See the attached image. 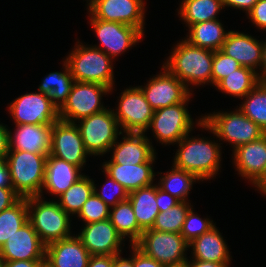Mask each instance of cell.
<instances>
[{
    "label": "cell",
    "mask_w": 266,
    "mask_h": 267,
    "mask_svg": "<svg viewBox=\"0 0 266 267\" xmlns=\"http://www.w3.org/2000/svg\"><path fill=\"white\" fill-rule=\"evenodd\" d=\"M142 0H91L90 12L95 19L119 22L143 33Z\"/></svg>",
    "instance_id": "obj_14"
},
{
    "label": "cell",
    "mask_w": 266,
    "mask_h": 267,
    "mask_svg": "<svg viewBox=\"0 0 266 267\" xmlns=\"http://www.w3.org/2000/svg\"><path fill=\"white\" fill-rule=\"evenodd\" d=\"M20 198L13 188H0V212L10 208Z\"/></svg>",
    "instance_id": "obj_44"
},
{
    "label": "cell",
    "mask_w": 266,
    "mask_h": 267,
    "mask_svg": "<svg viewBox=\"0 0 266 267\" xmlns=\"http://www.w3.org/2000/svg\"><path fill=\"white\" fill-rule=\"evenodd\" d=\"M39 199V196L27 198L28 209L33 207V204H38L34 208V214L28 215V221L32 224L42 243L47 246L52 242L71 237L68 214L57 202H42Z\"/></svg>",
    "instance_id": "obj_6"
},
{
    "label": "cell",
    "mask_w": 266,
    "mask_h": 267,
    "mask_svg": "<svg viewBox=\"0 0 266 267\" xmlns=\"http://www.w3.org/2000/svg\"><path fill=\"white\" fill-rule=\"evenodd\" d=\"M118 110V115H114L126 133H144L150 126L155 111L140 87L126 89L123 92Z\"/></svg>",
    "instance_id": "obj_10"
},
{
    "label": "cell",
    "mask_w": 266,
    "mask_h": 267,
    "mask_svg": "<svg viewBox=\"0 0 266 267\" xmlns=\"http://www.w3.org/2000/svg\"><path fill=\"white\" fill-rule=\"evenodd\" d=\"M49 267H87L91 254L78 237H69L45 246Z\"/></svg>",
    "instance_id": "obj_19"
},
{
    "label": "cell",
    "mask_w": 266,
    "mask_h": 267,
    "mask_svg": "<svg viewBox=\"0 0 266 267\" xmlns=\"http://www.w3.org/2000/svg\"><path fill=\"white\" fill-rule=\"evenodd\" d=\"M45 260L4 261V267H39Z\"/></svg>",
    "instance_id": "obj_49"
},
{
    "label": "cell",
    "mask_w": 266,
    "mask_h": 267,
    "mask_svg": "<svg viewBox=\"0 0 266 267\" xmlns=\"http://www.w3.org/2000/svg\"><path fill=\"white\" fill-rule=\"evenodd\" d=\"M124 142L115 145L113 159L109 163L137 165L148 162L154 156V149L143 133H127Z\"/></svg>",
    "instance_id": "obj_25"
},
{
    "label": "cell",
    "mask_w": 266,
    "mask_h": 267,
    "mask_svg": "<svg viewBox=\"0 0 266 267\" xmlns=\"http://www.w3.org/2000/svg\"><path fill=\"white\" fill-rule=\"evenodd\" d=\"M109 220L122 237L128 234L130 235L132 246L139 240L143 233V230L138 225L132 204L129 200L117 203L113 208V212L109 213Z\"/></svg>",
    "instance_id": "obj_30"
},
{
    "label": "cell",
    "mask_w": 266,
    "mask_h": 267,
    "mask_svg": "<svg viewBox=\"0 0 266 267\" xmlns=\"http://www.w3.org/2000/svg\"><path fill=\"white\" fill-rule=\"evenodd\" d=\"M91 21L92 27L95 28L100 42L107 51L106 54L112 57L135 44L142 36L139 29L123 23L103 21L94 17Z\"/></svg>",
    "instance_id": "obj_18"
},
{
    "label": "cell",
    "mask_w": 266,
    "mask_h": 267,
    "mask_svg": "<svg viewBox=\"0 0 266 267\" xmlns=\"http://www.w3.org/2000/svg\"><path fill=\"white\" fill-rule=\"evenodd\" d=\"M186 101L154 111L150 127L163 143L179 142L190 131L192 121L184 107Z\"/></svg>",
    "instance_id": "obj_13"
},
{
    "label": "cell",
    "mask_w": 266,
    "mask_h": 267,
    "mask_svg": "<svg viewBox=\"0 0 266 267\" xmlns=\"http://www.w3.org/2000/svg\"><path fill=\"white\" fill-rule=\"evenodd\" d=\"M185 135L180 141L175 167L193 173L198 179L212 177L219 167V146L204 140H188Z\"/></svg>",
    "instance_id": "obj_5"
},
{
    "label": "cell",
    "mask_w": 266,
    "mask_h": 267,
    "mask_svg": "<svg viewBox=\"0 0 266 267\" xmlns=\"http://www.w3.org/2000/svg\"><path fill=\"white\" fill-rule=\"evenodd\" d=\"M74 83L67 101L59 108V120L72 123L71 117L80 120L105 110L100 106V96L111 88L97 83Z\"/></svg>",
    "instance_id": "obj_9"
},
{
    "label": "cell",
    "mask_w": 266,
    "mask_h": 267,
    "mask_svg": "<svg viewBox=\"0 0 266 267\" xmlns=\"http://www.w3.org/2000/svg\"><path fill=\"white\" fill-rule=\"evenodd\" d=\"M257 1L258 0H222V3L223 7L224 5H228L236 8H243L249 12Z\"/></svg>",
    "instance_id": "obj_50"
},
{
    "label": "cell",
    "mask_w": 266,
    "mask_h": 267,
    "mask_svg": "<svg viewBox=\"0 0 266 267\" xmlns=\"http://www.w3.org/2000/svg\"><path fill=\"white\" fill-rule=\"evenodd\" d=\"M6 159L0 158V188H13Z\"/></svg>",
    "instance_id": "obj_48"
},
{
    "label": "cell",
    "mask_w": 266,
    "mask_h": 267,
    "mask_svg": "<svg viewBox=\"0 0 266 267\" xmlns=\"http://www.w3.org/2000/svg\"><path fill=\"white\" fill-rule=\"evenodd\" d=\"M241 67L235 59L227 56L221 50L214 51L212 65V83L217 85L226 76Z\"/></svg>",
    "instance_id": "obj_40"
},
{
    "label": "cell",
    "mask_w": 266,
    "mask_h": 267,
    "mask_svg": "<svg viewBox=\"0 0 266 267\" xmlns=\"http://www.w3.org/2000/svg\"><path fill=\"white\" fill-rule=\"evenodd\" d=\"M213 58L214 51L194 46L185 40L177 45L165 69L183 83L212 82Z\"/></svg>",
    "instance_id": "obj_2"
},
{
    "label": "cell",
    "mask_w": 266,
    "mask_h": 267,
    "mask_svg": "<svg viewBox=\"0 0 266 267\" xmlns=\"http://www.w3.org/2000/svg\"><path fill=\"white\" fill-rule=\"evenodd\" d=\"M80 168L49 154L45 165V178L43 187L52 194L61 195L82 177L78 173Z\"/></svg>",
    "instance_id": "obj_23"
},
{
    "label": "cell",
    "mask_w": 266,
    "mask_h": 267,
    "mask_svg": "<svg viewBox=\"0 0 266 267\" xmlns=\"http://www.w3.org/2000/svg\"><path fill=\"white\" fill-rule=\"evenodd\" d=\"M27 198H20L10 208L0 212V249L17 230L28 222Z\"/></svg>",
    "instance_id": "obj_29"
},
{
    "label": "cell",
    "mask_w": 266,
    "mask_h": 267,
    "mask_svg": "<svg viewBox=\"0 0 266 267\" xmlns=\"http://www.w3.org/2000/svg\"><path fill=\"white\" fill-rule=\"evenodd\" d=\"M114 267H134V256L131 260H127L116 255L114 257Z\"/></svg>",
    "instance_id": "obj_52"
},
{
    "label": "cell",
    "mask_w": 266,
    "mask_h": 267,
    "mask_svg": "<svg viewBox=\"0 0 266 267\" xmlns=\"http://www.w3.org/2000/svg\"><path fill=\"white\" fill-rule=\"evenodd\" d=\"M194 248L196 260L218 263L229 262V253L220 233L213 227L189 243Z\"/></svg>",
    "instance_id": "obj_27"
},
{
    "label": "cell",
    "mask_w": 266,
    "mask_h": 267,
    "mask_svg": "<svg viewBox=\"0 0 266 267\" xmlns=\"http://www.w3.org/2000/svg\"><path fill=\"white\" fill-rule=\"evenodd\" d=\"M193 263L190 262L185 263V267H227V263H218V262H210V261H200V260H192Z\"/></svg>",
    "instance_id": "obj_51"
},
{
    "label": "cell",
    "mask_w": 266,
    "mask_h": 267,
    "mask_svg": "<svg viewBox=\"0 0 266 267\" xmlns=\"http://www.w3.org/2000/svg\"><path fill=\"white\" fill-rule=\"evenodd\" d=\"M188 211L189 206L185 202H179L169 210L159 212L151 229L180 233Z\"/></svg>",
    "instance_id": "obj_37"
},
{
    "label": "cell",
    "mask_w": 266,
    "mask_h": 267,
    "mask_svg": "<svg viewBox=\"0 0 266 267\" xmlns=\"http://www.w3.org/2000/svg\"><path fill=\"white\" fill-rule=\"evenodd\" d=\"M223 6L222 0H184L181 13L188 25L215 20V15Z\"/></svg>",
    "instance_id": "obj_33"
},
{
    "label": "cell",
    "mask_w": 266,
    "mask_h": 267,
    "mask_svg": "<svg viewBox=\"0 0 266 267\" xmlns=\"http://www.w3.org/2000/svg\"><path fill=\"white\" fill-rule=\"evenodd\" d=\"M259 83L254 69L241 66L230 75L222 79L216 86L234 96H246Z\"/></svg>",
    "instance_id": "obj_32"
},
{
    "label": "cell",
    "mask_w": 266,
    "mask_h": 267,
    "mask_svg": "<svg viewBox=\"0 0 266 267\" xmlns=\"http://www.w3.org/2000/svg\"><path fill=\"white\" fill-rule=\"evenodd\" d=\"M94 192V183L87 177L82 176L71 187L60 195L59 206L67 213H79L83 204Z\"/></svg>",
    "instance_id": "obj_34"
},
{
    "label": "cell",
    "mask_w": 266,
    "mask_h": 267,
    "mask_svg": "<svg viewBox=\"0 0 266 267\" xmlns=\"http://www.w3.org/2000/svg\"><path fill=\"white\" fill-rule=\"evenodd\" d=\"M110 178V183L112 184V188L116 190V192H118L117 196H115V198H109L108 196H106L103 191L101 192V194L97 193L96 188L94 186V193L101 198L107 205H111V206H115L117 203L123 202L128 200V196H129V192L118 182H116L114 179ZM105 187V186H104ZM106 190V189H105ZM113 199V200H112Z\"/></svg>",
    "instance_id": "obj_41"
},
{
    "label": "cell",
    "mask_w": 266,
    "mask_h": 267,
    "mask_svg": "<svg viewBox=\"0 0 266 267\" xmlns=\"http://www.w3.org/2000/svg\"><path fill=\"white\" fill-rule=\"evenodd\" d=\"M147 85L148 87L141 90L154 110L184 102L189 98L185 83L169 71L150 80Z\"/></svg>",
    "instance_id": "obj_16"
},
{
    "label": "cell",
    "mask_w": 266,
    "mask_h": 267,
    "mask_svg": "<svg viewBox=\"0 0 266 267\" xmlns=\"http://www.w3.org/2000/svg\"><path fill=\"white\" fill-rule=\"evenodd\" d=\"M4 261L45 260V245L28 221L0 249Z\"/></svg>",
    "instance_id": "obj_15"
},
{
    "label": "cell",
    "mask_w": 266,
    "mask_h": 267,
    "mask_svg": "<svg viewBox=\"0 0 266 267\" xmlns=\"http://www.w3.org/2000/svg\"><path fill=\"white\" fill-rule=\"evenodd\" d=\"M134 246L166 267H185L183 254L189 243L180 233L144 230Z\"/></svg>",
    "instance_id": "obj_3"
},
{
    "label": "cell",
    "mask_w": 266,
    "mask_h": 267,
    "mask_svg": "<svg viewBox=\"0 0 266 267\" xmlns=\"http://www.w3.org/2000/svg\"><path fill=\"white\" fill-rule=\"evenodd\" d=\"M0 267H4V260L0 256Z\"/></svg>",
    "instance_id": "obj_55"
},
{
    "label": "cell",
    "mask_w": 266,
    "mask_h": 267,
    "mask_svg": "<svg viewBox=\"0 0 266 267\" xmlns=\"http://www.w3.org/2000/svg\"><path fill=\"white\" fill-rule=\"evenodd\" d=\"M6 156L14 191L21 198L39 196L45 178L48 155L13 150ZM9 158V159H8Z\"/></svg>",
    "instance_id": "obj_1"
},
{
    "label": "cell",
    "mask_w": 266,
    "mask_h": 267,
    "mask_svg": "<svg viewBox=\"0 0 266 267\" xmlns=\"http://www.w3.org/2000/svg\"><path fill=\"white\" fill-rule=\"evenodd\" d=\"M15 133V149L34 154L49 155L51 149V132L53 125H17Z\"/></svg>",
    "instance_id": "obj_24"
},
{
    "label": "cell",
    "mask_w": 266,
    "mask_h": 267,
    "mask_svg": "<svg viewBox=\"0 0 266 267\" xmlns=\"http://www.w3.org/2000/svg\"><path fill=\"white\" fill-rule=\"evenodd\" d=\"M17 125H53L59 120V109L43 93L25 94L10 105Z\"/></svg>",
    "instance_id": "obj_12"
},
{
    "label": "cell",
    "mask_w": 266,
    "mask_h": 267,
    "mask_svg": "<svg viewBox=\"0 0 266 267\" xmlns=\"http://www.w3.org/2000/svg\"><path fill=\"white\" fill-rule=\"evenodd\" d=\"M263 45L251 36L230 31L222 45L221 51L235 59L243 67L254 69L261 65Z\"/></svg>",
    "instance_id": "obj_21"
},
{
    "label": "cell",
    "mask_w": 266,
    "mask_h": 267,
    "mask_svg": "<svg viewBox=\"0 0 266 267\" xmlns=\"http://www.w3.org/2000/svg\"><path fill=\"white\" fill-rule=\"evenodd\" d=\"M156 202L160 212H164L178 204L180 201L156 186Z\"/></svg>",
    "instance_id": "obj_43"
},
{
    "label": "cell",
    "mask_w": 266,
    "mask_h": 267,
    "mask_svg": "<svg viewBox=\"0 0 266 267\" xmlns=\"http://www.w3.org/2000/svg\"><path fill=\"white\" fill-rule=\"evenodd\" d=\"M62 120L52 126L50 154L81 168L85 161L86 151L79 128Z\"/></svg>",
    "instance_id": "obj_11"
},
{
    "label": "cell",
    "mask_w": 266,
    "mask_h": 267,
    "mask_svg": "<svg viewBox=\"0 0 266 267\" xmlns=\"http://www.w3.org/2000/svg\"><path fill=\"white\" fill-rule=\"evenodd\" d=\"M254 184H257L258 187L262 189L264 193H266V169L261 175V177Z\"/></svg>",
    "instance_id": "obj_54"
},
{
    "label": "cell",
    "mask_w": 266,
    "mask_h": 267,
    "mask_svg": "<svg viewBox=\"0 0 266 267\" xmlns=\"http://www.w3.org/2000/svg\"><path fill=\"white\" fill-rule=\"evenodd\" d=\"M81 120L78 128L89 154L104 153L115 145L119 124L112 111L105 109Z\"/></svg>",
    "instance_id": "obj_8"
},
{
    "label": "cell",
    "mask_w": 266,
    "mask_h": 267,
    "mask_svg": "<svg viewBox=\"0 0 266 267\" xmlns=\"http://www.w3.org/2000/svg\"><path fill=\"white\" fill-rule=\"evenodd\" d=\"M154 157L146 163L137 165L106 163L104 169L108 177L121 184L130 193L152 184L154 174L150 164Z\"/></svg>",
    "instance_id": "obj_22"
},
{
    "label": "cell",
    "mask_w": 266,
    "mask_h": 267,
    "mask_svg": "<svg viewBox=\"0 0 266 267\" xmlns=\"http://www.w3.org/2000/svg\"><path fill=\"white\" fill-rule=\"evenodd\" d=\"M261 64L264 66L263 75L258 77L259 83H266V43L263 44Z\"/></svg>",
    "instance_id": "obj_53"
},
{
    "label": "cell",
    "mask_w": 266,
    "mask_h": 267,
    "mask_svg": "<svg viewBox=\"0 0 266 267\" xmlns=\"http://www.w3.org/2000/svg\"><path fill=\"white\" fill-rule=\"evenodd\" d=\"M245 97L248 100L239 111L266 133V83H258Z\"/></svg>",
    "instance_id": "obj_35"
},
{
    "label": "cell",
    "mask_w": 266,
    "mask_h": 267,
    "mask_svg": "<svg viewBox=\"0 0 266 267\" xmlns=\"http://www.w3.org/2000/svg\"><path fill=\"white\" fill-rule=\"evenodd\" d=\"M190 44L211 51L221 50L227 33L224 32L221 23L215 20L200 22L190 25Z\"/></svg>",
    "instance_id": "obj_28"
},
{
    "label": "cell",
    "mask_w": 266,
    "mask_h": 267,
    "mask_svg": "<svg viewBox=\"0 0 266 267\" xmlns=\"http://www.w3.org/2000/svg\"><path fill=\"white\" fill-rule=\"evenodd\" d=\"M116 255H91L87 267H114Z\"/></svg>",
    "instance_id": "obj_47"
},
{
    "label": "cell",
    "mask_w": 266,
    "mask_h": 267,
    "mask_svg": "<svg viewBox=\"0 0 266 267\" xmlns=\"http://www.w3.org/2000/svg\"><path fill=\"white\" fill-rule=\"evenodd\" d=\"M128 200L132 204L139 227L144 231L154 225L159 208L156 202V186L149 185L129 193Z\"/></svg>",
    "instance_id": "obj_26"
},
{
    "label": "cell",
    "mask_w": 266,
    "mask_h": 267,
    "mask_svg": "<svg viewBox=\"0 0 266 267\" xmlns=\"http://www.w3.org/2000/svg\"><path fill=\"white\" fill-rule=\"evenodd\" d=\"M234 153L240 174L255 183L266 169V133L258 140L237 147Z\"/></svg>",
    "instance_id": "obj_20"
},
{
    "label": "cell",
    "mask_w": 266,
    "mask_h": 267,
    "mask_svg": "<svg viewBox=\"0 0 266 267\" xmlns=\"http://www.w3.org/2000/svg\"><path fill=\"white\" fill-rule=\"evenodd\" d=\"M39 267H49L46 262L42 263Z\"/></svg>",
    "instance_id": "obj_56"
},
{
    "label": "cell",
    "mask_w": 266,
    "mask_h": 267,
    "mask_svg": "<svg viewBox=\"0 0 266 267\" xmlns=\"http://www.w3.org/2000/svg\"><path fill=\"white\" fill-rule=\"evenodd\" d=\"M12 139L9 131H7L4 126L0 125V158H6L8 153L10 154V151L13 150Z\"/></svg>",
    "instance_id": "obj_46"
},
{
    "label": "cell",
    "mask_w": 266,
    "mask_h": 267,
    "mask_svg": "<svg viewBox=\"0 0 266 267\" xmlns=\"http://www.w3.org/2000/svg\"><path fill=\"white\" fill-rule=\"evenodd\" d=\"M109 213V205L93 192L78 214L88 224L109 219Z\"/></svg>",
    "instance_id": "obj_38"
},
{
    "label": "cell",
    "mask_w": 266,
    "mask_h": 267,
    "mask_svg": "<svg viewBox=\"0 0 266 267\" xmlns=\"http://www.w3.org/2000/svg\"><path fill=\"white\" fill-rule=\"evenodd\" d=\"M78 238L91 255H119L118 247L124 237L107 219L86 224Z\"/></svg>",
    "instance_id": "obj_17"
},
{
    "label": "cell",
    "mask_w": 266,
    "mask_h": 267,
    "mask_svg": "<svg viewBox=\"0 0 266 267\" xmlns=\"http://www.w3.org/2000/svg\"><path fill=\"white\" fill-rule=\"evenodd\" d=\"M213 227L214 225L212 222L208 220H202L201 218L195 216L190 208L186 215L180 234L188 243H190L195 238L209 232Z\"/></svg>",
    "instance_id": "obj_39"
},
{
    "label": "cell",
    "mask_w": 266,
    "mask_h": 267,
    "mask_svg": "<svg viewBox=\"0 0 266 267\" xmlns=\"http://www.w3.org/2000/svg\"><path fill=\"white\" fill-rule=\"evenodd\" d=\"M109 59L103 48L78 46L66 61L75 81L97 83L112 89L113 72Z\"/></svg>",
    "instance_id": "obj_4"
},
{
    "label": "cell",
    "mask_w": 266,
    "mask_h": 267,
    "mask_svg": "<svg viewBox=\"0 0 266 267\" xmlns=\"http://www.w3.org/2000/svg\"><path fill=\"white\" fill-rule=\"evenodd\" d=\"M248 14L255 25L266 29V0H258Z\"/></svg>",
    "instance_id": "obj_42"
},
{
    "label": "cell",
    "mask_w": 266,
    "mask_h": 267,
    "mask_svg": "<svg viewBox=\"0 0 266 267\" xmlns=\"http://www.w3.org/2000/svg\"><path fill=\"white\" fill-rule=\"evenodd\" d=\"M134 267H166L153 258H150L138 250L134 245Z\"/></svg>",
    "instance_id": "obj_45"
},
{
    "label": "cell",
    "mask_w": 266,
    "mask_h": 267,
    "mask_svg": "<svg viewBox=\"0 0 266 267\" xmlns=\"http://www.w3.org/2000/svg\"><path fill=\"white\" fill-rule=\"evenodd\" d=\"M65 73H50L42 82L39 87L41 93L46 94L51 99V102L59 109L67 101L68 95L72 89V82L75 81L69 65L66 61ZM61 100V103H57L55 100ZM60 105V106H59Z\"/></svg>",
    "instance_id": "obj_31"
},
{
    "label": "cell",
    "mask_w": 266,
    "mask_h": 267,
    "mask_svg": "<svg viewBox=\"0 0 266 267\" xmlns=\"http://www.w3.org/2000/svg\"><path fill=\"white\" fill-rule=\"evenodd\" d=\"M198 179L193 173L174 167L172 171L161 179L159 188L177 198L180 202H185L193 180Z\"/></svg>",
    "instance_id": "obj_36"
},
{
    "label": "cell",
    "mask_w": 266,
    "mask_h": 267,
    "mask_svg": "<svg viewBox=\"0 0 266 267\" xmlns=\"http://www.w3.org/2000/svg\"><path fill=\"white\" fill-rule=\"evenodd\" d=\"M200 126L213 131L221 137L235 144V148L258 140L265 132L241 111L236 113H219L202 119Z\"/></svg>",
    "instance_id": "obj_7"
}]
</instances>
